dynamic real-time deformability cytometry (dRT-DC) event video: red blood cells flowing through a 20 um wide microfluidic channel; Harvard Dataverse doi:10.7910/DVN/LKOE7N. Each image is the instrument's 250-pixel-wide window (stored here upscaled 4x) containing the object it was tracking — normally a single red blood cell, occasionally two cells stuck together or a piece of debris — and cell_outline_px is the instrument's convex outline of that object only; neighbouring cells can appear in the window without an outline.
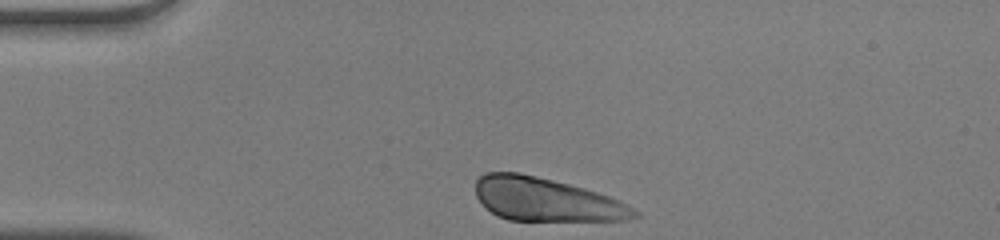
{"species": "human", "species_latin": "Homo sapiens", "temperature_condition": "warm", "stored_images_in_passage": 30, "camera_frame_rate_fps": 3000, "um_per_image_px": 0.085, "donor": {"sex": "male"}, "frame": {"image": 1, "passage_image": 1, "time_ms": 0.0, "image_size_px": [1000, 240], "cell_outline_px": [[640, 216], [628, 220], [508, 220], [496, 216], [484, 208], [476, 196], [476, 180], [484, 172], [520, 172], [584, 188], [620, 200], [640, 212]], "centroid_in_image_um": [46.39, 16.96], "position_along_channel_um": 38.6, "area_um2": 40.23}}
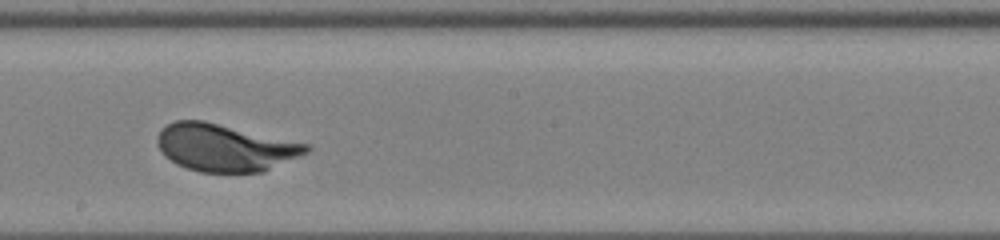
{"frame": {"image": 2, "passage_image": 18, "time_ms": 5.667, "image_size_px": [1000, 240], "cell_outline_px": [[312, 148], [308, 152], [264, 172], [200, 172], [176, 164], [164, 156], [156, 144], [156, 136], [160, 128], [176, 120], [204, 120], [312, 144]], "centroid_in_image_um": [19.12, 12.53], "position_along_channel_um": 229.1, "area_um2": 41.62}}
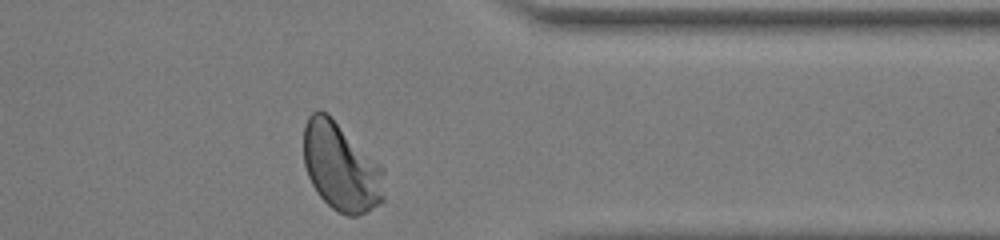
{"frame": {"image": 3, "passage_image": 30, "time_ms": 9.667, "image_size_px": [1000, 240], "cell_outline_px": [[384, 200], [380, 204], [356, 216], [348, 216], [332, 208], [316, 192], [308, 176], [304, 164], [304, 124], [308, 116], [316, 108], [320, 108], [328, 112], [384, 168]], "centroid_in_image_um": [28.98, 14.14], "position_along_channel_um": 382.4, "area_um2": 41.85}, "authors_computed_cell_mechanics": {"area_um2": 40.8068, "velocity_mm_per_s": 4.0461, "shape_relaxation_time_tau1_ms": 2.3415, "shape_relaxation_time_tau2_ms": null, "deformation_change_tau1": 0.1614, "deformation_change_tau2": null}}